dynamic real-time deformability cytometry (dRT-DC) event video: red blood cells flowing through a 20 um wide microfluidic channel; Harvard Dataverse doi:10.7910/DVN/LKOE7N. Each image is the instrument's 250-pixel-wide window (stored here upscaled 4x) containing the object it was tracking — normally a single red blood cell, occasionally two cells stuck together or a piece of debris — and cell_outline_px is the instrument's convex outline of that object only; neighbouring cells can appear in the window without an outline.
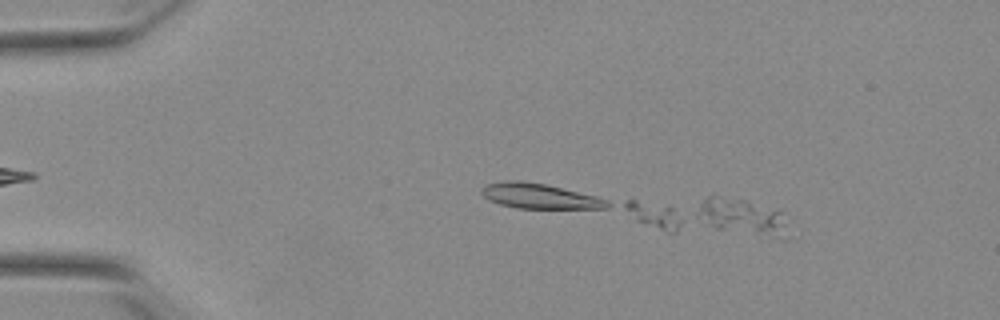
{"species": "Egyptian fruit bat (a non-hibernating species)", "species_latin": "Rousettus aegyptiacus", "temperature_condition": "warm", "stored_images_in_passage": 10, "segment_of_instrument_passage": [1, 2], "camera_frame_rate_fps": 3000, "um_per_image_px": 0.085, "animal": {"sex": "female"}, "frame": {"image": 1, "passage_image": 6, "time_ms": 1.667, "image_size_px": [1000, 320], "cell_outline_px": [[792, 236], [784, 240], [716, 228], [712, 224], [700, 208], [700, 204], [708, 196], [720, 196], [744, 200], [780, 212]], "centroid_in_image_um": [63.3, 18.48], "position_along_channel_um": 21.7, "area_um2": 18.09}}